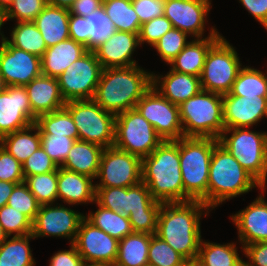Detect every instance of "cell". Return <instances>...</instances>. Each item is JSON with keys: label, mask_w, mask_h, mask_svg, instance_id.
Returning a JSON list of instances; mask_svg holds the SVG:
<instances>
[{"label": "cell", "mask_w": 267, "mask_h": 266, "mask_svg": "<svg viewBox=\"0 0 267 266\" xmlns=\"http://www.w3.org/2000/svg\"><path fill=\"white\" fill-rule=\"evenodd\" d=\"M69 34L70 39L83 44L90 50V32H88V22L86 17L70 14Z\"/></svg>", "instance_id": "f5cc1de1"}, {"label": "cell", "mask_w": 267, "mask_h": 266, "mask_svg": "<svg viewBox=\"0 0 267 266\" xmlns=\"http://www.w3.org/2000/svg\"><path fill=\"white\" fill-rule=\"evenodd\" d=\"M140 24L164 15L165 0H131Z\"/></svg>", "instance_id": "816d5d0a"}, {"label": "cell", "mask_w": 267, "mask_h": 266, "mask_svg": "<svg viewBox=\"0 0 267 266\" xmlns=\"http://www.w3.org/2000/svg\"><path fill=\"white\" fill-rule=\"evenodd\" d=\"M17 183H10L7 181H0V208L7 204L8 198Z\"/></svg>", "instance_id": "680465c9"}, {"label": "cell", "mask_w": 267, "mask_h": 266, "mask_svg": "<svg viewBox=\"0 0 267 266\" xmlns=\"http://www.w3.org/2000/svg\"><path fill=\"white\" fill-rule=\"evenodd\" d=\"M8 238V235L5 233L3 227L0 224V245Z\"/></svg>", "instance_id": "be15d7a7"}, {"label": "cell", "mask_w": 267, "mask_h": 266, "mask_svg": "<svg viewBox=\"0 0 267 266\" xmlns=\"http://www.w3.org/2000/svg\"><path fill=\"white\" fill-rule=\"evenodd\" d=\"M179 109L184 137L218 139L225 129L220 94L201 90Z\"/></svg>", "instance_id": "8992f818"}, {"label": "cell", "mask_w": 267, "mask_h": 266, "mask_svg": "<svg viewBox=\"0 0 267 266\" xmlns=\"http://www.w3.org/2000/svg\"><path fill=\"white\" fill-rule=\"evenodd\" d=\"M100 1L103 4V3L107 2V1H111V0H100Z\"/></svg>", "instance_id": "a7ac6f4b"}, {"label": "cell", "mask_w": 267, "mask_h": 266, "mask_svg": "<svg viewBox=\"0 0 267 266\" xmlns=\"http://www.w3.org/2000/svg\"><path fill=\"white\" fill-rule=\"evenodd\" d=\"M32 124V108L25 87L7 86L0 93V139Z\"/></svg>", "instance_id": "d6986e66"}, {"label": "cell", "mask_w": 267, "mask_h": 266, "mask_svg": "<svg viewBox=\"0 0 267 266\" xmlns=\"http://www.w3.org/2000/svg\"><path fill=\"white\" fill-rule=\"evenodd\" d=\"M24 180L22 164L0 145V181L19 184Z\"/></svg>", "instance_id": "681fc988"}, {"label": "cell", "mask_w": 267, "mask_h": 266, "mask_svg": "<svg viewBox=\"0 0 267 266\" xmlns=\"http://www.w3.org/2000/svg\"><path fill=\"white\" fill-rule=\"evenodd\" d=\"M95 201L102 207L123 214L124 187H95Z\"/></svg>", "instance_id": "f907efd6"}, {"label": "cell", "mask_w": 267, "mask_h": 266, "mask_svg": "<svg viewBox=\"0 0 267 266\" xmlns=\"http://www.w3.org/2000/svg\"><path fill=\"white\" fill-rule=\"evenodd\" d=\"M69 9L47 4L33 20L47 48L70 38Z\"/></svg>", "instance_id": "4316f807"}, {"label": "cell", "mask_w": 267, "mask_h": 266, "mask_svg": "<svg viewBox=\"0 0 267 266\" xmlns=\"http://www.w3.org/2000/svg\"><path fill=\"white\" fill-rule=\"evenodd\" d=\"M77 127L79 140L108 148L115 142V118L94 100L69 101L64 106Z\"/></svg>", "instance_id": "9c48e42d"}, {"label": "cell", "mask_w": 267, "mask_h": 266, "mask_svg": "<svg viewBox=\"0 0 267 266\" xmlns=\"http://www.w3.org/2000/svg\"><path fill=\"white\" fill-rule=\"evenodd\" d=\"M86 18L90 32V50L93 51L115 32V27L102 8Z\"/></svg>", "instance_id": "f6af8a7d"}, {"label": "cell", "mask_w": 267, "mask_h": 266, "mask_svg": "<svg viewBox=\"0 0 267 266\" xmlns=\"http://www.w3.org/2000/svg\"><path fill=\"white\" fill-rule=\"evenodd\" d=\"M237 248L235 242L221 244L201 239L196 263L199 266H241L244 260Z\"/></svg>", "instance_id": "f546056e"}, {"label": "cell", "mask_w": 267, "mask_h": 266, "mask_svg": "<svg viewBox=\"0 0 267 266\" xmlns=\"http://www.w3.org/2000/svg\"><path fill=\"white\" fill-rule=\"evenodd\" d=\"M218 139L183 137L179 139L180 170L184 202L201 201L207 206L210 160Z\"/></svg>", "instance_id": "5b68a950"}, {"label": "cell", "mask_w": 267, "mask_h": 266, "mask_svg": "<svg viewBox=\"0 0 267 266\" xmlns=\"http://www.w3.org/2000/svg\"><path fill=\"white\" fill-rule=\"evenodd\" d=\"M135 109L163 141L184 137L179 106L163 97L153 86L138 100Z\"/></svg>", "instance_id": "7c38bea8"}, {"label": "cell", "mask_w": 267, "mask_h": 266, "mask_svg": "<svg viewBox=\"0 0 267 266\" xmlns=\"http://www.w3.org/2000/svg\"><path fill=\"white\" fill-rule=\"evenodd\" d=\"M0 74L7 86H25L42 75L41 58L5 40L0 45Z\"/></svg>", "instance_id": "ac0fdd59"}, {"label": "cell", "mask_w": 267, "mask_h": 266, "mask_svg": "<svg viewBox=\"0 0 267 266\" xmlns=\"http://www.w3.org/2000/svg\"><path fill=\"white\" fill-rule=\"evenodd\" d=\"M210 211L201 201L162 203L156 235L188 262H196L202 239L201 219Z\"/></svg>", "instance_id": "6da1fadb"}, {"label": "cell", "mask_w": 267, "mask_h": 266, "mask_svg": "<svg viewBox=\"0 0 267 266\" xmlns=\"http://www.w3.org/2000/svg\"><path fill=\"white\" fill-rule=\"evenodd\" d=\"M6 88H7V85H6L5 81H4V78L0 74V93H2L3 91H5Z\"/></svg>", "instance_id": "e7e4bbea"}, {"label": "cell", "mask_w": 267, "mask_h": 266, "mask_svg": "<svg viewBox=\"0 0 267 266\" xmlns=\"http://www.w3.org/2000/svg\"><path fill=\"white\" fill-rule=\"evenodd\" d=\"M102 69L94 51L91 50L69 65L64 73L57 77L65 101L93 100Z\"/></svg>", "instance_id": "8fae6325"}, {"label": "cell", "mask_w": 267, "mask_h": 266, "mask_svg": "<svg viewBox=\"0 0 267 266\" xmlns=\"http://www.w3.org/2000/svg\"><path fill=\"white\" fill-rule=\"evenodd\" d=\"M24 87L28 94L34 122L38 116L59 110L66 104L57 78L40 75Z\"/></svg>", "instance_id": "603a6c76"}, {"label": "cell", "mask_w": 267, "mask_h": 266, "mask_svg": "<svg viewBox=\"0 0 267 266\" xmlns=\"http://www.w3.org/2000/svg\"><path fill=\"white\" fill-rule=\"evenodd\" d=\"M70 249L59 250L50 257L49 266H82L83 258L78 253L73 244H69Z\"/></svg>", "instance_id": "11a10c76"}, {"label": "cell", "mask_w": 267, "mask_h": 266, "mask_svg": "<svg viewBox=\"0 0 267 266\" xmlns=\"http://www.w3.org/2000/svg\"><path fill=\"white\" fill-rule=\"evenodd\" d=\"M14 0H0V10L4 13L11 7Z\"/></svg>", "instance_id": "6125c7cd"}, {"label": "cell", "mask_w": 267, "mask_h": 266, "mask_svg": "<svg viewBox=\"0 0 267 266\" xmlns=\"http://www.w3.org/2000/svg\"><path fill=\"white\" fill-rule=\"evenodd\" d=\"M139 33L115 31L93 51L102 68H118L138 65L133 59L139 43Z\"/></svg>", "instance_id": "7402d4cb"}, {"label": "cell", "mask_w": 267, "mask_h": 266, "mask_svg": "<svg viewBox=\"0 0 267 266\" xmlns=\"http://www.w3.org/2000/svg\"><path fill=\"white\" fill-rule=\"evenodd\" d=\"M84 214L66 207L62 203L40 205L32 222V236L67 238L73 244Z\"/></svg>", "instance_id": "9a60e30c"}, {"label": "cell", "mask_w": 267, "mask_h": 266, "mask_svg": "<svg viewBox=\"0 0 267 266\" xmlns=\"http://www.w3.org/2000/svg\"><path fill=\"white\" fill-rule=\"evenodd\" d=\"M266 73L249 66H243L233 83L231 95L242 97H267V70Z\"/></svg>", "instance_id": "d590c367"}, {"label": "cell", "mask_w": 267, "mask_h": 266, "mask_svg": "<svg viewBox=\"0 0 267 266\" xmlns=\"http://www.w3.org/2000/svg\"><path fill=\"white\" fill-rule=\"evenodd\" d=\"M171 28L172 23L164 15L143 23L138 34L140 46L147 43L152 47Z\"/></svg>", "instance_id": "c3c4849f"}, {"label": "cell", "mask_w": 267, "mask_h": 266, "mask_svg": "<svg viewBox=\"0 0 267 266\" xmlns=\"http://www.w3.org/2000/svg\"><path fill=\"white\" fill-rule=\"evenodd\" d=\"M235 47L221 36L209 49L200 76L202 90L230 93L239 70L244 66Z\"/></svg>", "instance_id": "ba28073f"}, {"label": "cell", "mask_w": 267, "mask_h": 266, "mask_svg": "<svg viewBox=\"0 0 267 266\" xmlns=\"http://www.w3.org/2000/svg\"><path fill=\"white\" fill-rule=\"evenodd\" d=\"M106 16L114 24L115 31L139 33L140 21L131 0H111L102 4Z\"/></svg>", "instance_id": "8d00e7d4"}, {"label": "cell", "mask_w": 267, "mask_h": 266, "mask_svg": "<svg viewBox=\"0 0 267 266\" xmlns=\"http://www.w3.org/2000/svg\"><path fill=\"white\" fill-rule=\"evenodd\" d=\"M261 185L219 143L210 160L207 186V207L212 211L219 205L247 194Z\"/></svg>", "instance_id": "277c9868"}, {"label": "cell", "mask_w": 267, "mask_h": 266, "mask_svg": "<svg viewBox=\"0 0 267 266\" xmlns=\"http://www.w3.org/2000/svg\"><path fill=\"white\" fill-rule=\"evenodd\" d=\"M24 182L40 205L57 203L58 168L52 172L27 176Z\"/></svg>", "instance_id": "f35d334b"}, {"label": "cell", "mask_w": 267, "mask_h": 266, "mask_svg": "<svg viewBox=\"0 0 267 266\" xmlns=\"http://www.w3.org/2000/svg\"><path fill=\"white\" fill-rule=\"evenodd\" d=\"M94 179L74 171L58 167V201L68 205H85L95 202ZM61 199V200H59Z\"/></svg>", "instance_id": "d4e9b609"}, {"label": "cell", "mask_w": 267, "mask_h": 266, "mask_svg": "<svg viewBox=\"0 0 267 266\" xmlns=\"http://www.w3.org/2000/svg\"><path fill=\"white\" fill-rule=\"evenodd\" d=\"M95 187H132L142 181V159L115 146L104 148Z\"/></svg>", "instance_id": "4fadbf2b"}, {"label": "cell", "mask_w": 267, "mask_h": 266, "mask_svg": "<svg viewBox=\"0 0 267 266\" xmlns=\"http://www.w3.org/2000/svg\"><path fill=\"white\" fill-rule=\"evenodd\" d=\"M239 3L267 31V0H239Z\"/></svg>", "instance_id": "9f6ffc18"}, {"label": "cell", "mask_w": 267, "mask_h": 266, "mask_svg": "<svg viewBox=\"0 0 267 266\" xmlns=\"http://www.w3.org/2000/svg\"><path fill=\"white\" fill-rule=\"evenodd\" d=\"M142 182L157 201L184 202L179 140L163 141L150 155L142 159Z\"/></svg>", "instance_id": "3957f363"}, {"label": "cell", "mask_w": 267, "mask_h": 266, "mask_svg": "<svg viewBox=\"0 0 267 266\" xmlns=\"http://www.w3.org/2000/svg\"><path fill=\"white\" fill-rule=\"evenodd\" d=\"M75 1L76 0H47V4L56 7L70 9V7L73 5Z\"/></svg>", "instance_id": "91938a15"}, {"label": "cell", "mask_w": 267, "mask_h": 266, "mask_svg": "<svg viewBox=\"0 0 267 266\" xmlns=\"http://www.w3.org/2000/svg\"><path fill=\"white\" fill-rule=\"evenodd\" d=\"M211 3L212 0H165L164 16L174 28L191 35L193 39L222 36L215 26L210 28L207 36L204 35Z\"/></svg>", "instance_id": "5bb4252c"}, {"label": "cell", "mask_w": 267, "mask_h": 266, "mask_svg": "<svg viewBox=\"0 0 267 266\" xmlns=\"http://www.w3.org/2000/svg\"><path fill=\"white\" fill-rule=\"evenodd\" d=\"M242 254L247 257V266H267V241L256 242L241 247Z\"/></svg>", "instance_id": "db71d44e"}, {"label": "cell", "mask_w": 267, "mask_h": 266, "mask_svg": "<svg viewBox=\"0 0 267 266\" xmlns=\"http://www.w3.org/2000/svg\"><path fill=\"white\" fill-rule=\"evenodd\" d=\"M185 266H199L196 262H188Z\"/></svg>", "instance_id": "003e7915"}, {"label": "cell", "mask_w": 267, "mask_h": 266, "mask_svg": "<svg viewBox=\"0 0 267 266\" xmlns=\"http://www.w3.org/2000/svg\"><path fill=\"white\" fill-rule=\"evenodd\" d=\"M95 204L97 205V210L95 212L89 211L88 214L84 215L95 227L117 240H121L133 232L128 216L106 209L96 201L94 202Z\"/></svg>", "instance_id": "d6a6232c"}, {"label": "cell", "mask_w": 267, "mask_h": 266, "mask_svg": "<svg viewBox=\"0 0 267 266\" xmlns=\"http://www.w3.org/2000/svg\"><path fill=\"white\" fill-rule=\"evenodd\" d=\"M14 25L13 29L10 30V38L6 37V41L13 47L41 58L47 49V45L34 22H16Z\"/></svg>", "instance_id": "e575fe53"}, {"label": "cell", "mask_w": 267, "mask_h": 266, "mask_svg": "<svg viewBox=\"0 0 267 266\" xmlns=\"http://www.w3.org/2000/svg\"><path fill=\"white\" fill-rule=\"evenodd\" d=\"M73 245L84 263L114 266L118 256L119 240L95 227L85 217L80 222Z\"/></svg>", "instance_id": "e0dca14e"}, {"label": "cell", "mask_w": 267, "mask_h": 266, "mask_svg": "<svg viewBox=\"0 0 267 266\" xmlns=\"http://www.w3.org/2000/svg\"><path fill=\"white\" fill-rule=\"evenodd\" d=\"M162 142L154 127L135 108L116 116L114 146L118 149L143 159Z\"/></svg>", "instance_id": "30bf717a"}, {"label": "cell", "mask_w": 267, "mask_h": 266, "mask_svg": "<svg viewBox=\"0 0 267 266\" xmlns=\"http://www.w3.org/2000/svg\"><path fill=\"white\" fill-rule=\"evenodd\" d=\"M102 8L100 0H76L69 9V13L88 17Z\"/></svg>", "instance_id": "6f0895ef"}, {"label": "cell", "mask_w": 267, "mask_h": 266, "mask_svg": "<svg viewBox=\"0 0 267 266\" xmlns=\"http://www.w3.org/2000/svg\"><path fill=\"white\" fill-rule=\"evenodd\" d=\"M47 5V0H14L5 12L6 21H33Z\"/></svg>", "instance_id": "bcb514c9"}, {"label": "cell", "mask_w": 267, "mask_h": 266, "mask_svg": "<svg viewBox=\"0 0 267 266\" xmlns=\"http://www.w3.org/2000/svg\"><path fill=\"white\" fill-rule=\"evenodd\" d=\"M103 150L104 148L100 145L77 140L60 167L96 180Z\"/></svg>", "instance_id": "f1b7e54d"}, {"label": "cell", "mask_w": 267, "mask_h": 266, "mask_svg": "<svg viewBox=\"0 0 267 266\" xmlns=\"http://www.w3.org/2000/svg\"><path fill=\"white\" fill-rule=\"evenodd\" d=\"M5 22H6L5 13L2 10H0V42L1 44H3V42L6 40V36L4 35V32L1 30Z\"/></svg>", "instance_id": "94428289"}, {"label": "cell", "mask_w": 267, "mask_h": 266, "mask_svg": "<svg viewBox=\"0 0 267 266\" xmlns=\"http://www.w3.org/2000/svg\"><path fill=\"white\" fill-rule=\"evenodd\" d=\"M190 36L179 29L171 28L152 47L157 51L161 60L169 64L190 42Z\"/></svg>", "instance_id": "60d3db41"}, {"label": "cell", "mask_w": 267, "mask_h": 266, "mask_svg": "<svg viewBox=\"0 0 267 266\" xmlns=\"http://www.w3.org/2000/svg\"><path fill=\"white\" fill-rule=\"evenodd\" d=\"M0 224L8 237L25 236L32 233V221L22 212L7 204L0 208Z\"/></svg>", "instance_id": "b9f144b4"}, {"label": "cell", "mask_w": 267, "mask_h": 266, "mask_svg": "<svg viewBox=\"0 0 267 266\" xmlns=\"http://www.w3.org/2000/svg\"><path fill=\"white\" fill-rule=\"evenodd\" d=\"M152 234L132 232L119 240L114 266H149L148 249Z\"/></svg>", "instance_id": "4dcf8cb0"}, {"label": "cell", "mask_w": 267, "mask_h": 266, "mask_svg": "<svg viewBox=\"0 0 267 266\" xmlns=\"http://www.w3.org/2000/svg\"><path fill=\"white\" fill-rule=\"evenodd\" d=\"M7 205L26 215L32 222L39 211L40 204L29 191L25 182L16 184L12 194L8 198Z\"/></svg>", "instance_id": "7bdbcfd3"}, {"label": "cell", "mask_w": 267, "mask_h": 266, "mask_svg": "<svg viewBox=\"0 0 267 266\" xmlns=\"http://www.w3.org/2000/svg\"><path fill=\"white\" fill-rule=\"evenodd\" d=\"M225 129L252 128L267 117V97L222 95Z\"/></svg>", "instance_id": "44dd1931"}, {"label": "cell", "mask_w": 267, "mask_h": 266, "mask_svg": "<svg viewBox=\"0 0 267 266\" xmlns=\"http://www.w3.org/2000/svg\"><path fill=\"white\" fill-rule=\"evenodd\" d=\"M88 49L73 39H67L46 49L41 57L42 75L57 78Z\"/></svg>", "instance_id": "484cf974"}, {"label": "cell", "mask_w": 267, "mask_h": 266, "mask_svg": "<svg viewBox=\"0 0 267 266\" xmlns=\"http://www.w3.org/2000/svg\"><path fill=\"white\" fill-rule=\"evenodd\" d=\"M32 234L8 237L0 245V266H35L30 247Z\"/></svg>", "instance_id": "836d02e7"}, {"label": "cell", "mask_w": 267, "mask_h": 266, "mask_svg": "<svg viewBox=\"0 0 267 266\" xmlns=\"http://www.w3.org/2000/svg\"><path fill=\"white\" fill-rule=\"evenodd\" d=\"M162 202L155 200L141 181L124 187L123 215L128 216L133 232L156 234L157 218Z\"/></svg>", "instance_id": "2e32d148"}, {"label": "cell", "mask_w": 267, "mask_h": 266, "mask_svg": "<svg viewBox=\"0 0 267 266\" xmlns=\"http://www.w3.org/2000/svg\"><path fill=\"white\" fill-rule=\"evenodd\" d=\"M57 168V164L49 157L41 146L22 163L24 178L27 176L52 172Z\"/></svg>", "instance_id": "7dc6e473"}, {"label": "cell", "mask_w": 267, "mask_h": 266, "mask_svg": "<svg viewBox=\"0 0 267 266\" xmlns=\"http://www.w3.org/2000/svg\"><path fill=\"white\" fill-rule=\"evenodd\" d=\"M82 266H111L108 264H98V263H84Z\"/></svg>", "instance_id": "03108f58"}, {"label": "cell", "mask_w": 267, "mask_h": 266, "mask_svg": "<svg viewBox=\"0 0 267 266\" xmlns=\"http://www.w3.org/2000/svg\"><path fill=\"white\" fill-rule=\"evenodd\" d=\"M224 129L218 142L262 186L267 184V132Z\"/></svg>", "instance_id": "52a82bcc"}, {"label": "cell", "mask_w": 267, "mask_h": 266, "mask_svg": "<svg viewBox=\"0 0 267 266\" xmlns=\"http://www.w3.org/2000/svg\"><path fill=\"white\" fill-rule=\"evenodd\" d=\"M0 145L22 164L41 146L40 131L35 124H32L3 136L0 139Z\"/></svg>", "instance_id": "1f68e13d"}, {"label": "cell", "mask_w": 267, "mask_h": 266, "mask_svg": "<svg viewBox=\"0 0 267 266\" xmlns=\"http://www.w3.org/2000/svg\"><path fill=\"white\" fill-rule=\"evenodd\" d=\"M75 141V139L64 135L40 134L41 147L58 167L65 162Z\"/></svg>", "instance_id": "ee69618b"}, {"label": "cell", "mask_w": 267, "mask_h": 266, "mask_svg": "<svg viewBox=\"0 0 267 266\" xmlns=\"http://www.w3.org/2000/svg\"><path fill=\"white\" fill-rule=\"evenodd\" d=\"M267 185H262L260 193L246 208L230 215L232 224L238 230V240L241 246L250 243L267 241V200L265 192Z\"/></svg>", "instance_id": "ffe728a7"}, {"label": "cell", "mask_w": 267, "mask_h": 266, "mask_svg": "<svg viewBox=\"0 0 267 266\" xmlns=\"http://www.w3.org/2000/svg\"><path fill=\"white\" fill-rule=\"evenodd\" d=\"M152 73L139 65L103 68L93 100L115 116L134 109L151 88Z\"/></svg>", "instance_id": "7a4b0ae2"}, {"label": "cell", "mask_w": 267, "mask_h": 266, "mask_svg": "<svg viewBox=\"0 0 267 266\" xmlns=\"http://www.w3.org/2000/svg\"><path fill=\"white\" fill-rule=\"evenodd\" d=\"M34 124L38 127L40 134L64 135L76 141L79 140L77 127L65 107L38 116Z\"/></svg>", "instance_id": "74e56055"}, {"label": "cell", "mask_w": 267, "mask_h": 266, "mask_svg": "<svg viewBox=\"0 0 267 266\" xmlns=\"http://www.w3.org/2000/svg\"><path fill=\"white\" fill-rule=\"evenodd\" d=\"M188 261L156 234H152L148 249L149 266H185Z\"/></svg>", "instance_id": "ab89813d"}, {"label": "cell", "mask_w": 267, "mask_h": 266, "mask_svg": "<svg viewBox=\"0 0 267 266\" xmlns=\"http://www.w3.org/2000/svg\"><path fill=\"white\" fill-rule=\"evenodd\" d=\"M152 86L178 106L202 90L200 77L171 69L164 75L152 73Z\"/></svg>", "instance_id": "cb8c5ba5"}, {"label": "cell", "mask_w": 267, "mask_h": 266, "mask_svg": "<svg viewBox=\"0 0 267 266\" xmlns=\"http://www.w3.org/2000/svg\"><path fill=\"white\" fill-rule=\"evenodd\" d=\"M221 36H210L203 39H192L185 48L168 64L171 70L201 76L206 55L210 47Z\"/></svg>", "instance_id": "83f0119b"}]
</instances>
